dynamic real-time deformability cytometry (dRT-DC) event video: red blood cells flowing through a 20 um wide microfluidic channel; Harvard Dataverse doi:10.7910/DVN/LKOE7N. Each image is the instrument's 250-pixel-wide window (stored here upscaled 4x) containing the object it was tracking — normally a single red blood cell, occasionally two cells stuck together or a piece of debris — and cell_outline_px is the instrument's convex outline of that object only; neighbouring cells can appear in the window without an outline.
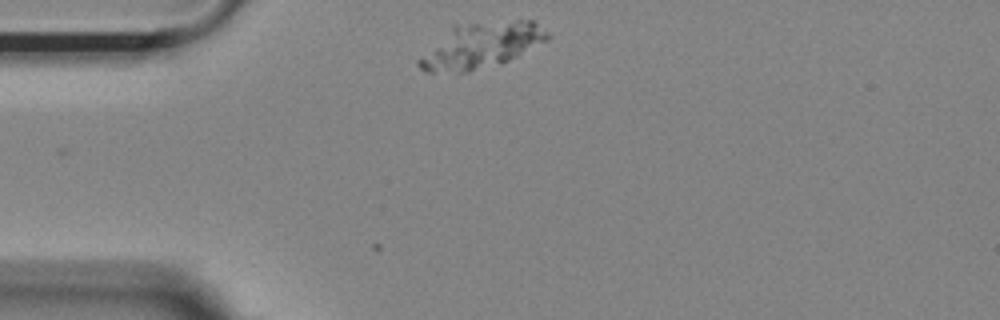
{"species": "Egyptian fruit bat (a non-hibernating species)", "species_latin": "Rousettus aegyptiacus", "temperature_condition": "room temperature", "stored_images_in_passage": 13, "camera_frame_rate_fps": 3000, "um_per_image_px": 0.085, "animal": {"sex": "female"}, "frame": {"image": 1, "passage_image": 1, "time_ms": 0.0, "image_size_px": [1000, 320], "cell_outline_px": [[552, 36], [548, 40], [500, 64], [468, 72], [424, 72], [416, 64], [416, 60], [452, 24], [516, 20], [532, 20], [548, 32]], "centroid_in_image_um": [40.87, 3.86], "position_along_channel_um": 44.1, "area_um2": 34.28}}
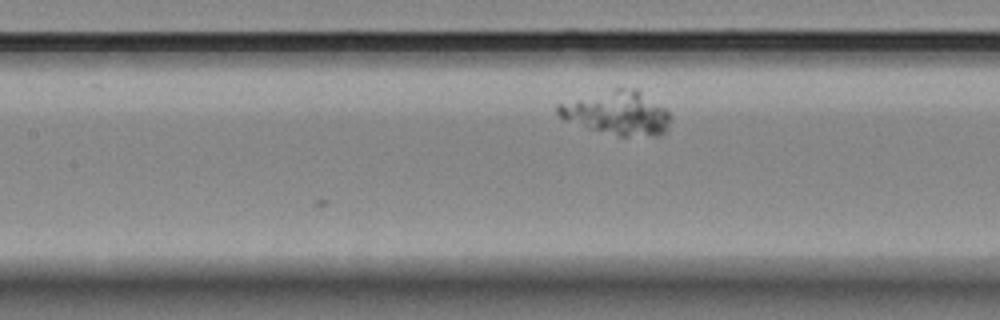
{"frame": {"image": 2, "passage_image": 13, "time_ms": 4.0, "image_size_px": [1000, 320], "cell_outline_px": [[672, 120], [664, 132], [660, 136], [620, 136], [588, 128], [564, 120], [556, 112], [556, 104], [616, 88], [636, 88], [664, 108], [672, 116]], "centroid_in_image_um": [52.48, 9.61], "position_along_channel_um": 154.9, "area_um2": 28.55}}